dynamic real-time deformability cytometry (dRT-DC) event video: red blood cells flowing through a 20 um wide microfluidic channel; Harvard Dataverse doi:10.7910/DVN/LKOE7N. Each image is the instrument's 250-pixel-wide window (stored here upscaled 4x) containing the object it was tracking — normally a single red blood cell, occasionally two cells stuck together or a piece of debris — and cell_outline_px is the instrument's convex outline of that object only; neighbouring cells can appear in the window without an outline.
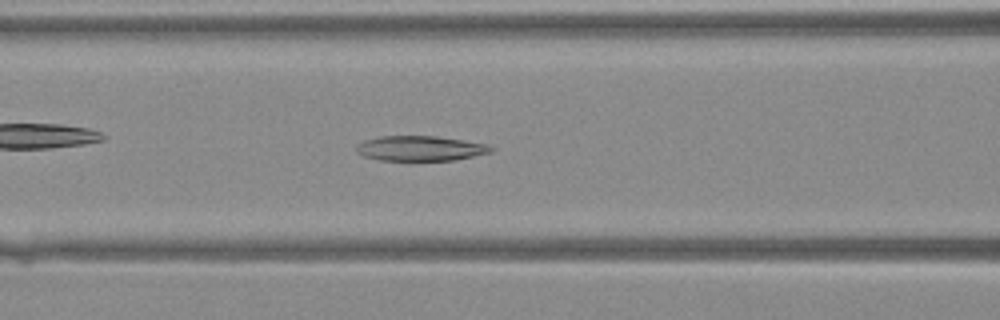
{"species": "Egyptian fruit bat (a non-hibernating species)", "species_latin": "Rousettus aegyptiacus", "temperature_condition": "warm", "stored_images_in_passage": 38, "camera_frame_rate_fps": 3000, "um_per_image_px": 0.085, "animal": {"sex": "female"}, "frame": {"image": 1, "passage_image": 14, "time_ms": 4.333, "image_size_px": [1000, 320], "cell_outline_px": [[496, 148], [492, 152], [456, 160], [380, 160], [364, 156], [356, 152], [356, 148], [364, 140], [380, 136], [436, 136], [488, 144]], "centroid_in_image_um": [35.77, 12.61], "position_along_channel_um": 130.8, "area_um2": 19.59}}
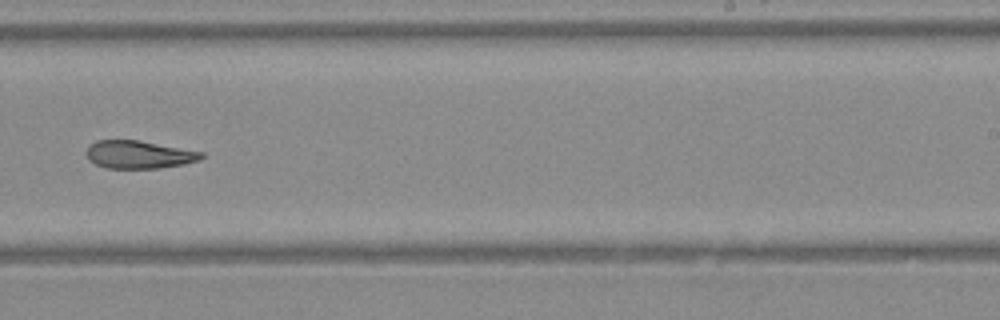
{"frame": {"image": 2, "passage_image": 23, "time_ms": 7.333, "image_size_px": [1000, 320], "cell_outline_px": [[204, 156], [200, 160], [184, 164], [160, 168], [108, 168], [96, 164], [88, 160], [84, 152], [88, 144], [96, 140], [140, 140], [204, 152]], "centroid_in_image_um": [11.78, 13.13], "position_along_channel_um": 277.2, "area_um2": 18.96}}
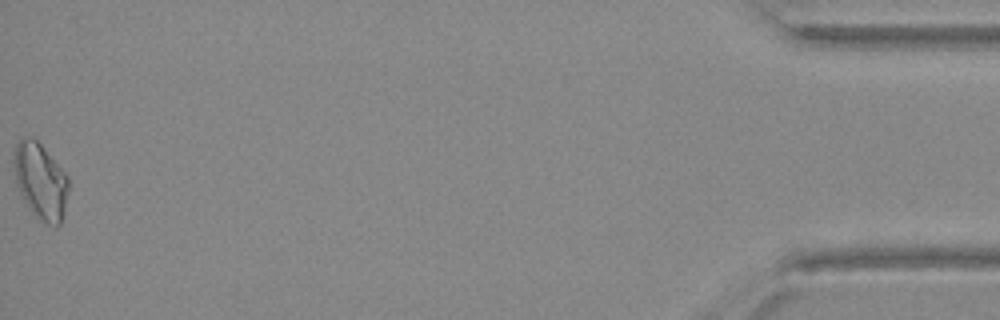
{"frame": {"image": 3, "passage_image": 38, "time_ms": 12.333, "image_size_px": [1000, 320], "cell_outline_px": [[68, 188], [64, 208], [60, 224], [56, 228], [40, 220], [28, 208], [20, 192], [16, 180], [12, 160], [16, 144], [20, 140], [36, 140], [40, 144], [68, 176]], "centroid_in_image_um": [3.44, 15.43], "position_along_channel_um": 431.8, "area_um2": 23.64}}